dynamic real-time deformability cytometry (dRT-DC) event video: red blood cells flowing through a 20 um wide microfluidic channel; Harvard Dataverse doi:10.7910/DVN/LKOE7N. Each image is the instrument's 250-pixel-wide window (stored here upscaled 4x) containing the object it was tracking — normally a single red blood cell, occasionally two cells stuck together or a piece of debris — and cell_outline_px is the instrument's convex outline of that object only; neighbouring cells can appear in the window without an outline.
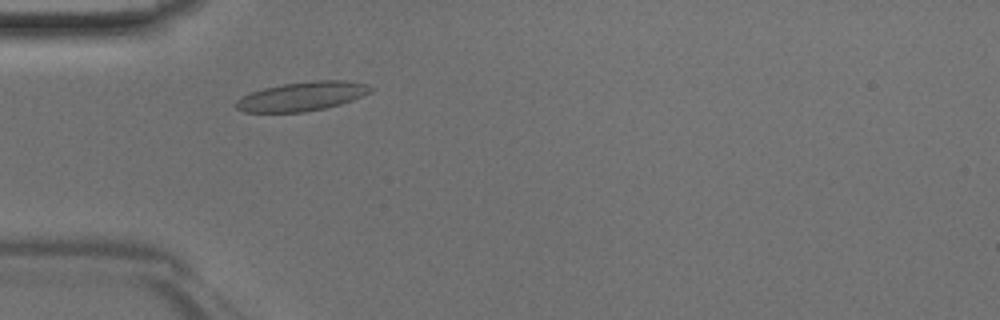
{"species": "Egyptian fruit bat (a non-hibernating species)", "species_latin": "Rousettus aegyptiacus", "temperature_condition": "room temperature", "stored_images_in_passage": 40, "camera_frame_rate_fps": 3000, "um_per_image_px": 0.085, "animal": {"sex": "male"}, "frame": {"image": 1, "passage_image": 8, "time_ms": 2.333, "image_size_px": [1000, 320], "cell_outline_px": [[372, 92], [352, 100], [340, 104], [324, 108], [304, 112], [244, 112], [236, 108], [236, 100], [248, 92], [264, 88], [284, 84], [312, 80], [348, 80], [368, 84], [372, 88]], "centroid_in_image_um": [25.68, 8.18], "position_along_channel_um": 59.3, "area_um2": 22.89}}
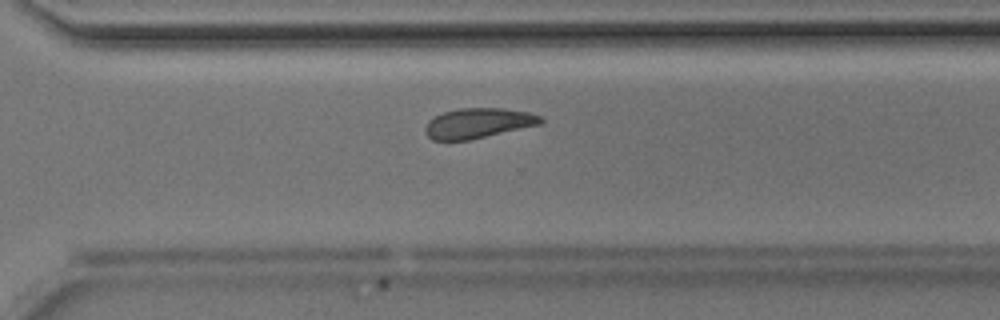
{"frame": {"image": 2, "passage_image": 27, "time_ms": 8.667, "image_size_px": [1000, 320], "cell_outline_px": [[544, 120], [540, 124], [472, 140], [432, 140], [428, 136], [424, 128], [428, 120], [444, 112], [460, 108], [504, 108], [528, 112], [540, 116]], "centroid_in_image_um": [40.64, 10.47], "position_along_channel_um": 330.0, "area_um2": 20.23}}
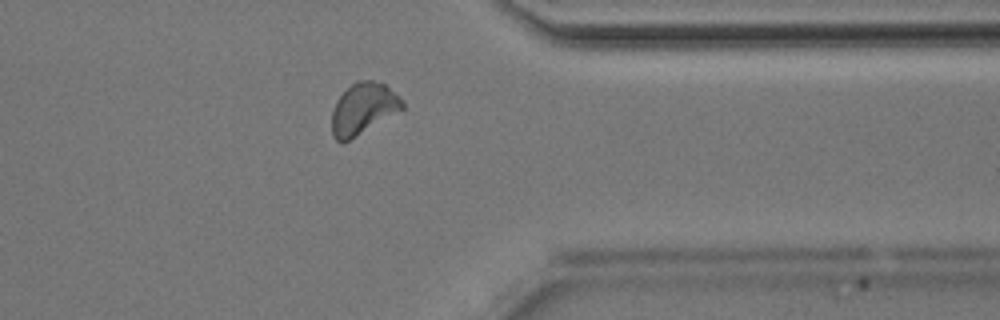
{"frame": {"image": 3, "passage_image": 31, "time_ms": 10.0, "image_size_px": [1000, 320], "cell_outline_px": [[404, 108], [348, 140], [340, 144], [332, 136], [332, 112], [336, 100], [356, 80], [372, 80], [384, 84], [400, 96], [404, 104]], "centroid_in_image_um": [30.85, 9.23], "position_along_channel_um": 380.5, "area_um2": 20.75}}